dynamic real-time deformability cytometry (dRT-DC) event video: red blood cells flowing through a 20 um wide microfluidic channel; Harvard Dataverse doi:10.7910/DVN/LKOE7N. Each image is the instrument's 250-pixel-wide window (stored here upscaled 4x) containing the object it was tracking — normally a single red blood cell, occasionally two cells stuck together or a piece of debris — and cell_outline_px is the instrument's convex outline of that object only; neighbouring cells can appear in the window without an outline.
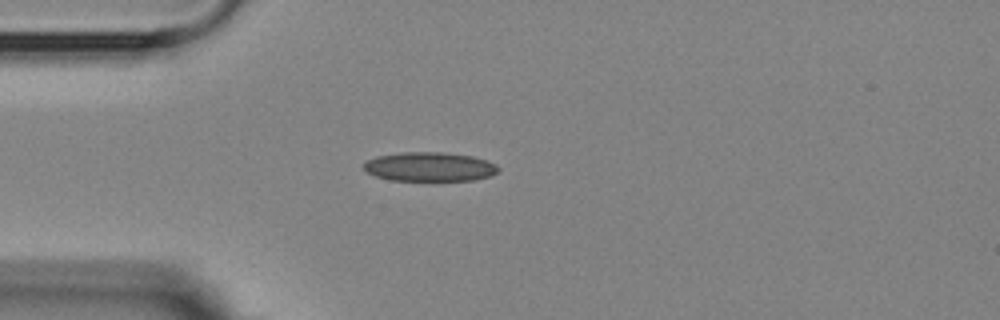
{"species": "Egyptian fruit bat (a non-hibernating species)", "species_latin": "Rousettus aegyptiacus", "temperature_condition": "room temperature", "stored_images_in_passage": 1, "camera_frame_rate_fps": 3000, "um_per_image_px": 0.085, "animal": {"sex": "female"}, "frame": {"image": 1, "passage_image": 1, "time_ms": 0.0, "image_size_px": [1000, 320], "cell_outline_px": [[500, 168], [496, 172], [488, 176], [472, 180], [392, 180], [376, 176], [368, 172], [364, 168], [364, 160], [376, 156], [400, 152], [444, 152], [472, 156], [496, 164]], "centroid_in_image_um": [36.48, 14.16], "position_along_channel_um": 48.5, "area_um2": 22.72}}